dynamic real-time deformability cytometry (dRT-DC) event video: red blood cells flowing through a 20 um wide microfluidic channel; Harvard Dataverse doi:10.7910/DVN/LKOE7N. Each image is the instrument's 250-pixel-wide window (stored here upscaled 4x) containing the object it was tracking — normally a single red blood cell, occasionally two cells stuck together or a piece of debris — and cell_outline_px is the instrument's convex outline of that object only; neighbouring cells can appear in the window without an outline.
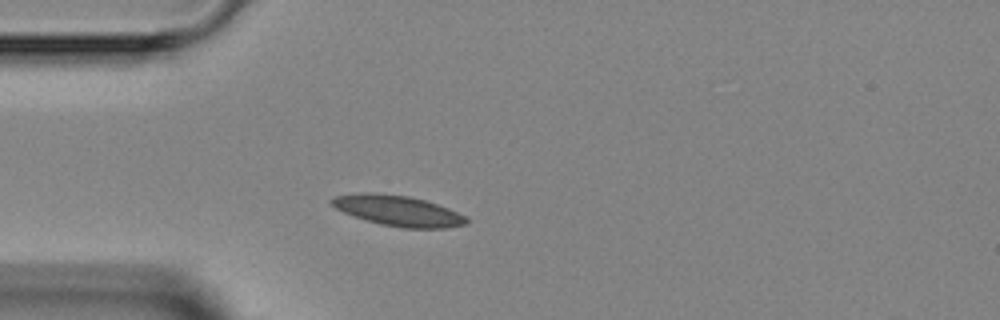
{"species": "Egyptian fruit bat (a non-hibernating species)", "species_latin": "Rousettus aegyptiacus", "temperature_condition": "room temperature", "stored_images_in_passage": 2, "camera_frame_rate_fps": 3000, "um_per_image_px": 0.085, "animal": {"sex": "female"}, "frame": {"image": 1, "passage_image": 2, "time_ms": 1.333, "image_size_px": [1000, 320], "cell_outline_px": [[472, 220], [468, 224], [448, 228], [400, 228], [380, 224], [364, 220], [344, 212], [336, 208], [328, 200], [332, 196], [364, 192], [372, 192], [408, 196], [424, 200], [448, 208]], "centroid_in_image_um": [33.83, 17.92], "position_along_channel_um": 51.2, "area_um2": 24.1}}